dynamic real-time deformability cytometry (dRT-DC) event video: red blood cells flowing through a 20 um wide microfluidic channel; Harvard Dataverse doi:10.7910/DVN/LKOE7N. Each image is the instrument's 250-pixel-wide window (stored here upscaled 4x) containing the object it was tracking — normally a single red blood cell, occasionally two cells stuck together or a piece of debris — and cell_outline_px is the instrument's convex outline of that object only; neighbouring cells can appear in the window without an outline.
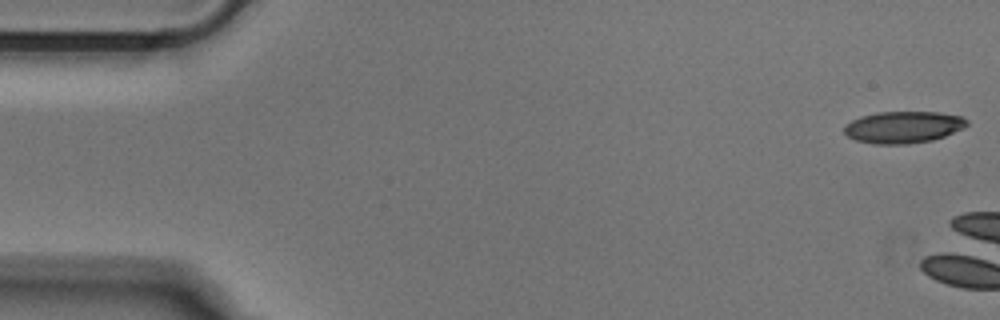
{"species": "Egyptian fruit bat (a non-hibernating species)", "species_latin": "Rousettus aegyptiacus", "temperature_condition": "cold", "stored_images_in_passage": 7, "camera_frame_rate_fps": 3000, "um_per_image_px": 0.085, "animal": {"sex": "male"}, "frame": {"image": 1, "passage_image": 1, "time_ms": 0.0, "image_size_px": [1000, 320], "cell_outline_px": [[968, 124], [964, 128], [944, 136], [932, 140], [908, 144], [872, 144], [856, 140], [848, 136], [844, 132], [844, 128], [852, 120], [860, 116], [876, 112], [940, 112], [960, 116], [968, 120]], "centroid_in_image_um": [76.79, 10.81], "position_along_channel_um": 8.2, "area_um2": 22.77}}